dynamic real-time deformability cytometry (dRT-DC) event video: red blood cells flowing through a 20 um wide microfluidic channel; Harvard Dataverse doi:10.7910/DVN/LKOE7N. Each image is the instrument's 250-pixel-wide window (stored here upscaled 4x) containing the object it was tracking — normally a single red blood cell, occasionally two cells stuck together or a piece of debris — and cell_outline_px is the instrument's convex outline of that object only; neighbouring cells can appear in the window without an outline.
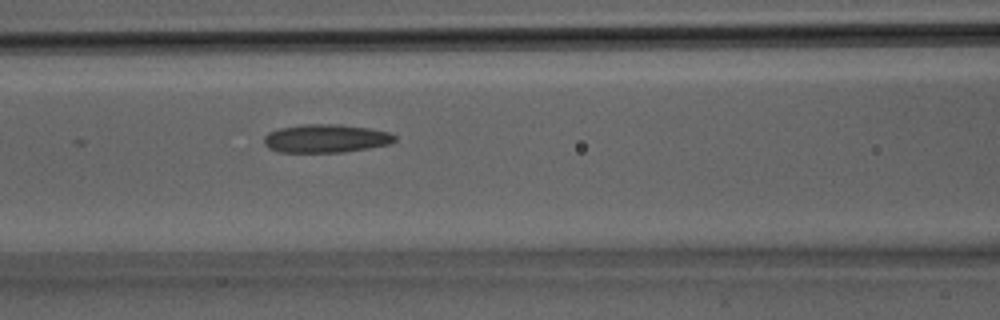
{"species": "Egyptian fruit bat (a non-hibernating species)", "species_latin": "Rousettus aegyptiacus", "temperature_condition": "room temperature", "stored_images_in_passage": 13, "camera_frame_rate_fps": 3000, "um_per_image_px": 0.085, "animal": {"sex": "male"}, "frame": {"image": 1, "passage_image": 13, "time_ms": 4.0, "image_size_px": [1000, 320], "cell_outline_px": [[396, 140], [388, 144], [368, 148], [344, 152], [280, 152], [268, 148], [264, 144], [264, 136], [268, 132], [280, 128], [304, 124], [340, 124], [368, 128], [388, 132], [396, 136]], "centroid_in_image_um": [27.67, 11.77], "position_along_channel_um": 138.9, "area_um2": 21.56}}